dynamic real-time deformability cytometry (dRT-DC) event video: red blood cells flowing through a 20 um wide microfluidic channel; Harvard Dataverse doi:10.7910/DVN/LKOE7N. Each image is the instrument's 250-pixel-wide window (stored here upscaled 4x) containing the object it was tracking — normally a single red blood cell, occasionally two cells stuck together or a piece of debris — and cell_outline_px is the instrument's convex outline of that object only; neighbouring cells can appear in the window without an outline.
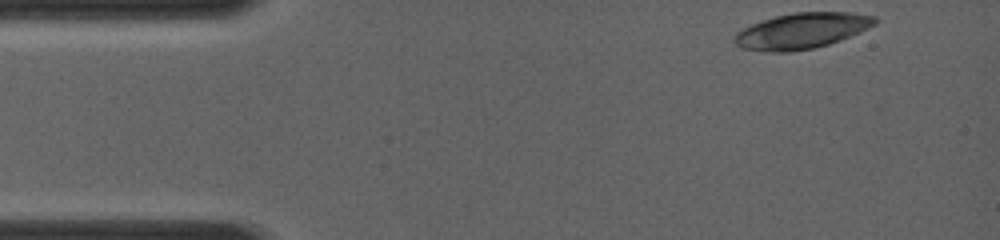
{"species": "common noctule bat (a hibernating species)", "species_latin": "Nyctalus noctula", "temperature_condition": "room temperature", "stored_images_in_passage": 3, "camera_frame_rate_fps": 4000, "um_per_image_px": 0.085, "animal": {"sex": "female", "body_mass_g": 19.0, "forearm_length_mm": 56.7}, "frame": {"image": 1, "passage_image": 1, "time_ms": 0.0, "image_size_px": [1000, 240], "cell_outline_px": [[880, 20], [876, 24], [860, 32], [840, 40], [828, 44], [812, 48], [792, 52], [764, 52], [740, 48], [732, 40], [736, 32], [752, 24], [776, 16], [796, 12], [852, 12], [876, 16]], "centroid_in_image_um": [68.16, 2.62], "position_along_channel_um": 16.8, "area_um2": 29.42}}